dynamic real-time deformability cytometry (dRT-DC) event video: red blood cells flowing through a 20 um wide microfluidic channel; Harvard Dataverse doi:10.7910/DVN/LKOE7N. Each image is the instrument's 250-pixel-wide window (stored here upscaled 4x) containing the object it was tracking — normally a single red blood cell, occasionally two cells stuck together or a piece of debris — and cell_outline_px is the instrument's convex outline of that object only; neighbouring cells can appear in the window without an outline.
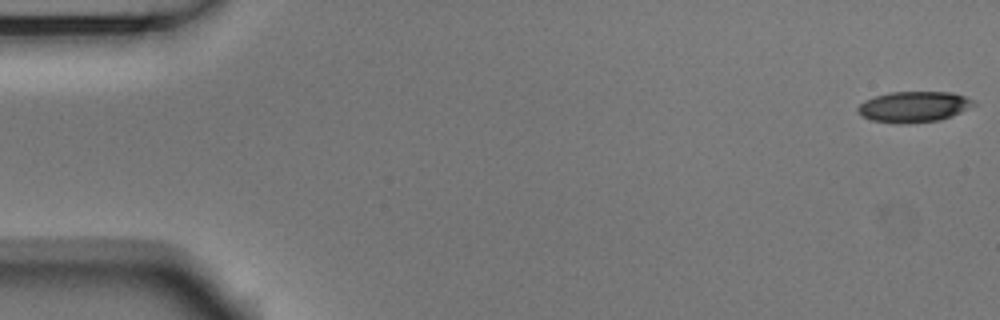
{"species": "Egyptian fruit bat (a non-hibernating species)", "species_latin": "Rousettus aegyptiacus", "temperature_condition": "room temperature", "stored_images_in_passage": 50, "camera_frame_rate_fps": 3000, "um_per_image_px": 0.085, "animal": {"sex": "male"}, "frame": {"image": 1, "passage_image": 1, "time_ms": 0.0, "image_size_px": [1000, 320], "cell_outline_px": [[976, 104], [952, 116], [940, 120], [908, 124], [896, 124], [872, 120], [860, 116], [856, 112], [856, 108], [864, 100], [876, 96], [892, 92], [952, 92], [964, 96], [972, 100]], "centroid_in_image_um": [77.62, 9.09], "position_along_channel_um": 7.4, "area_um2": 20.92}}
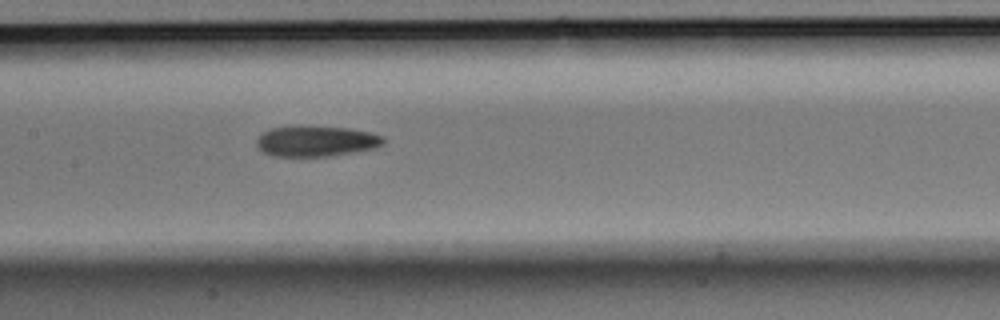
{"frame": {"image": 2, "passage_image": 26, "time_ms": 8.333, "image_size_px": [1000, 320], "cell_outline_px": [[384, 144], [376, 148], [328, 156], [272, 156], [264, 152], [256, 144], [256, 140], [268, 128], [296, 124], [348, 128], [368, 132], [384, 136]], "centroid_in_image_um": [26.85, 11.97], "position_along_channel_um": 180.6, "area_um2": 23.0}}
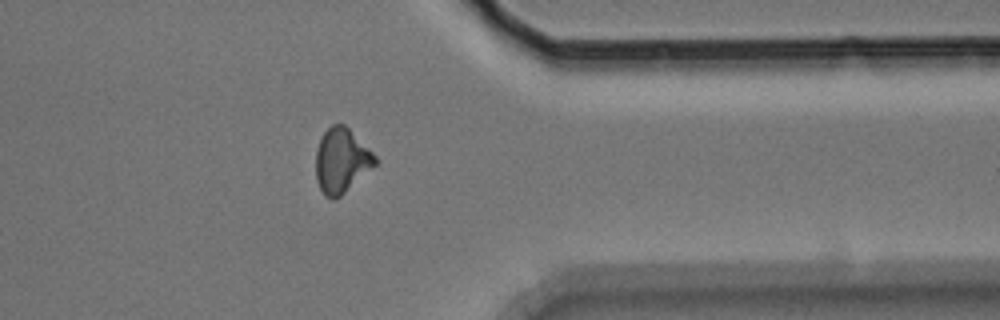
{"frame": {"image": 3, "passage_image": 43, "time_ms": 14.0, "image_size_px": [1000, 320], "cell_outline_px": [[380, 160], [376, 164], [340, 196], [332, 200], [324, 196], [316, 180], [316, 148], [324, 132], [332, 124], [344, 124]], "centroid_in_image_um": [29.01, 13.66], "position_along_channel_um": 382.4, "area_um2": 22.08}}